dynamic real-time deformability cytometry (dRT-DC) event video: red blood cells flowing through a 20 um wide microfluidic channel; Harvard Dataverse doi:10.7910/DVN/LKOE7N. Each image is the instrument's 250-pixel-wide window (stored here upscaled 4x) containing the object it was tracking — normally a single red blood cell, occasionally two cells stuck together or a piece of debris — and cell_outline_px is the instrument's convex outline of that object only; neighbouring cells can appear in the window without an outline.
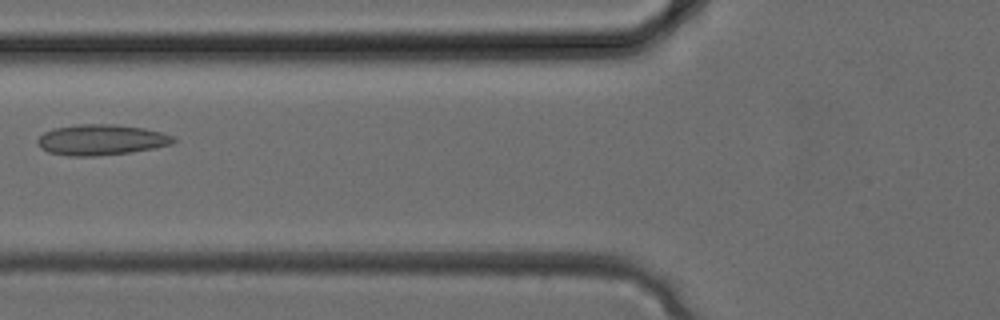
{"species": "common noctule bat (a hibernating species)", "species_latin": "Nyctalus noctula", "temperature_condition": "cold", "stored_images_in_passage": 33, "camera_frame_rate_fps": 3000, "um_per_image_px": 0.085, "animal": {"sex": "female", "body_mass_g": 24.6, "forearm_length_mm": 56.2}, "frame": {"image": 1, "passage_image": 13, "time_ms": 4.0, "image_size_px": [1000, 320], "cell_outline_px": [[176, 140], [172, 144], [156, 148], [132, 152], [96, 156], [68, 156], [48, 152], [40, 148], [36, 140], [44, 132], [52, 128], [76, 124], [116, 124], [144, 128], [176, 136]], "centroid_in_image_um": [8.6, 11.88], "position_along_channel_um": 117.2, "area_um2": 24.62}}
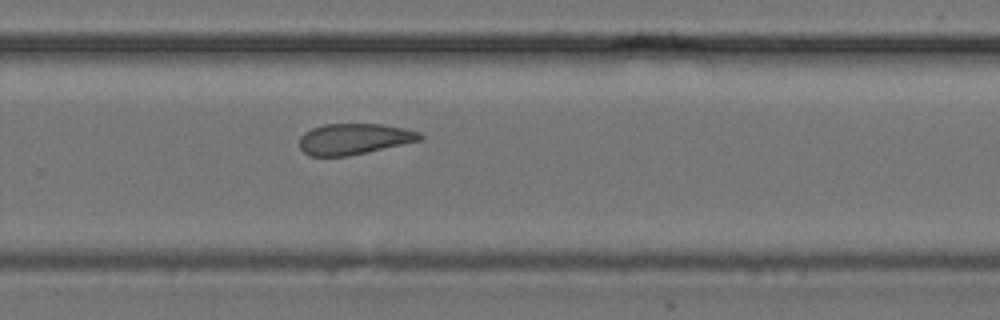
{"frame": {"image": 2, "passage_image": 22, "time_ms": 7.0, "image_size_px": [1000, 320], "cell_outline_px": [[424, 136], [420, 140], [348, 156], [308, 156], [300, 148], [300, 136], [304, 132], [312, 128], [324, 124], [380, 124], [404, 128], [420, 132]], "centroid_in_image_um": [30.07, 11.81], "position_along_channel_um": 299.7, "area_um2": 21.62}}
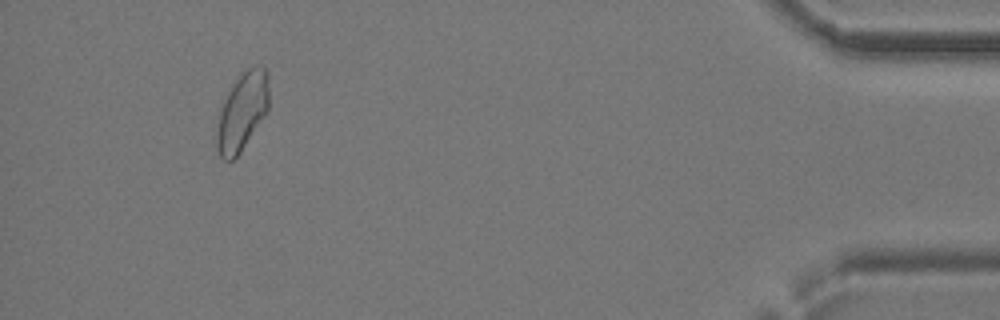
{"frame": {"image": 3, "passage_image": 31, "time_ms": 10.0, "image_size_px": [1000, 320], "cell_outline_px": [[268, 112], [240, 152], [232, 160], [224, 160], [220, 156], [216, 148], [216, 132], [220, 108], [232, 84], [248, 68], [256, 64], [264, 68], [268, 76]], "centroid_in_image_um": [20.58, 9.5], "position_along_channel_um": 414.6, "area_um2": 23.64}}